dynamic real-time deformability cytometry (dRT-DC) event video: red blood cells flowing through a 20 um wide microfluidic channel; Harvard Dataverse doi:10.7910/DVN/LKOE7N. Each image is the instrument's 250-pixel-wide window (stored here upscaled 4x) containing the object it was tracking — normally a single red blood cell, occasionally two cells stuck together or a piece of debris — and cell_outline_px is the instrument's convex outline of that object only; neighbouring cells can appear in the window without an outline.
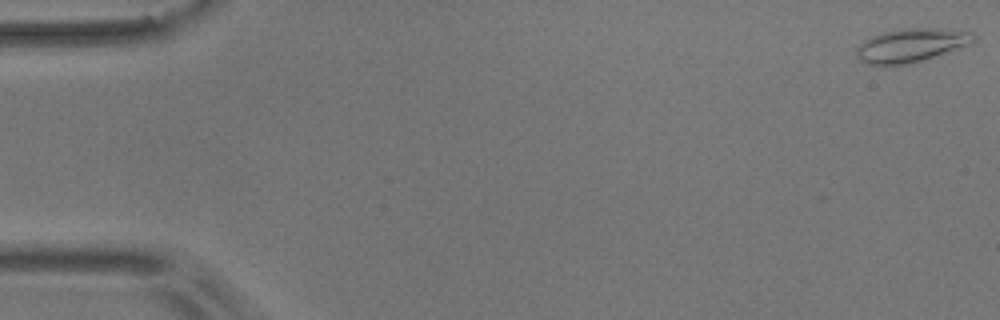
{"species": "common noctule bat (a hibernating species)", "species_latin": "Nyctalus noctula", "temperature_condition": "room temperature", "stored_images_in_passage": 14, "camera_frame_rate_fps": 3000, "um_per_image_px": 0.085, "animal": {"sex": "male", "body_mass_g": 17.9}, "frame": {"image": 1, "passage_image": 1, "time_ms": 0.0, "image_size_px": [1000, 320], "cell_outline_px": [[972, 40], [968, 44], [924, 60], [908, 64], [868, 64], [860, 60], [856, 56], [856, 48], [864, 40], [880, 32], [904, 28], [948, 28], [972, 32]], "centroid_in_image_um": [77.39, 3.83], "position_along_channel_um": 7.6, "area_um2": 22.66}}